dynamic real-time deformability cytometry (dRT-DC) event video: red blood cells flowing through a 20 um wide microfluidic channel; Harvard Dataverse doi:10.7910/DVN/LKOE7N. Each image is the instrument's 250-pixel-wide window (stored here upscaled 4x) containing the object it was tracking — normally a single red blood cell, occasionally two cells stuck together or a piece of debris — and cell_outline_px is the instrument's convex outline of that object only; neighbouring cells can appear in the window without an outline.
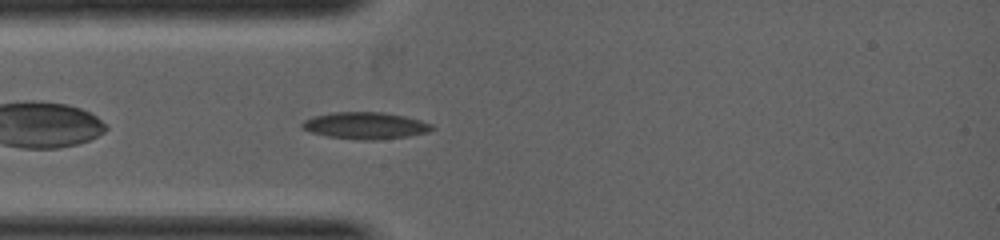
{"species": "common noctule bat (a hibernating species)", "species_latin": "Nyctalus noctula", "temperature_condition": "warm", "stored_images_in_passage": 2, "camera_frame_rate_fps": 5000, "um_per_image_px": 0.085, "animal": {"sex": "female", "body_mass_g": 19.0, "forearm_length_mm": 53.3}, "frame": {"image": 1, "passage_image": 2, "time_ms": 0.4, "image_size_px": [1000, 240], "cell_outline_px": [[436, 128], [428, 132], [408, 136], [376, 140], [360, 140], [328, 136], [312, 132], [300, 128], [300, 124], [304, 120], [312, 116], [332, 112], [384, 112], [404, 116], [420, 120], [432, 124]], "centroid_in_image_um": [31.05, 10.67], "position_along_channel_um": 54.0, "area_um2": 20.4}}